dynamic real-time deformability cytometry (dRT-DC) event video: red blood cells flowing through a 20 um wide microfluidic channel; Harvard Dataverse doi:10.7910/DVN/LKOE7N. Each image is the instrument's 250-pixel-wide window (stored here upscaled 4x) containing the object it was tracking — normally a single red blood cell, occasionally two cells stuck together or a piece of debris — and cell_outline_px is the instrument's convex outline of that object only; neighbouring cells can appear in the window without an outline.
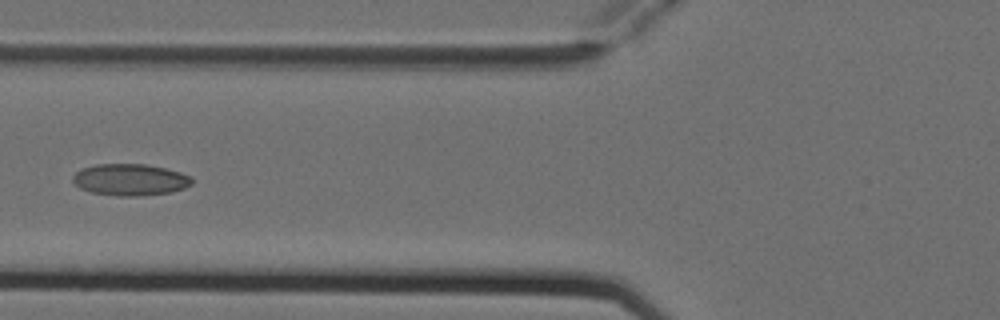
{"species": "Egyptian fruit bat (a non-hibernating species)", "species_latin": "Rousettus aegyptiacus", "temperature_condition": "cold", "stored_images_in_passage": 6, "camera_frame_rate_fps": 3000, "um_per_image_px": 0.085, "animal": {"sex": "female"}, "frame": {"image": 1, "passage_image": 5, "time_ms": 1.333, "image_size_px": [1000, 320], "cell_outline_px": [[192, 184], [184, 188], [172, 192], [136, 196], [120, 196], [92, 192], [80, 188], [72, 180], [72, 176], [80, 168], [96, 164], [144, 164], [164, 168], [180, 172], [192, 176]], "centroid_in_image_um": [11.06, 15.27], "position_along_channel_um": 114.7, "area_um2": 21.96}}
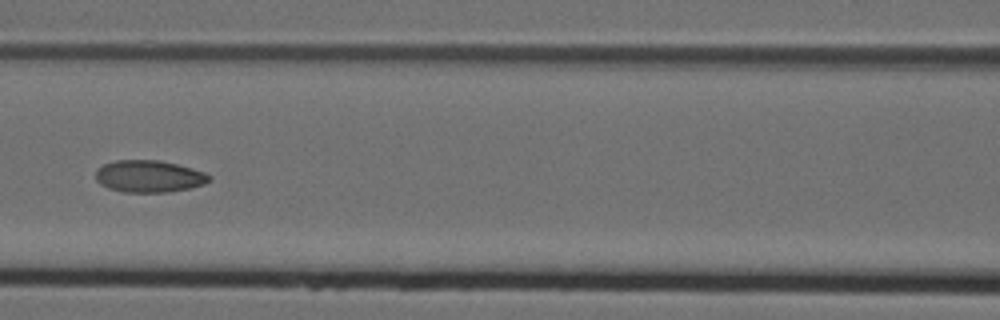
{"frame": {"image": 2, "passage_image": 6, "time_ms": 1.667, "image_size_px": [1000, 320], "cell_outline_px": [[212, 180], [204, 184], [192, 188], [168, 192], [124, 192], [108, 188], [100, 184], [96, 180], [96, 168], [104, 164], [116, 160], [160, 160], [192, 168], [204, 172], [212, 176]], "centroid_in_image_um": [12.68, 14.99], "position_along_channel_um": 153.9, "area_um2": 21.39}}